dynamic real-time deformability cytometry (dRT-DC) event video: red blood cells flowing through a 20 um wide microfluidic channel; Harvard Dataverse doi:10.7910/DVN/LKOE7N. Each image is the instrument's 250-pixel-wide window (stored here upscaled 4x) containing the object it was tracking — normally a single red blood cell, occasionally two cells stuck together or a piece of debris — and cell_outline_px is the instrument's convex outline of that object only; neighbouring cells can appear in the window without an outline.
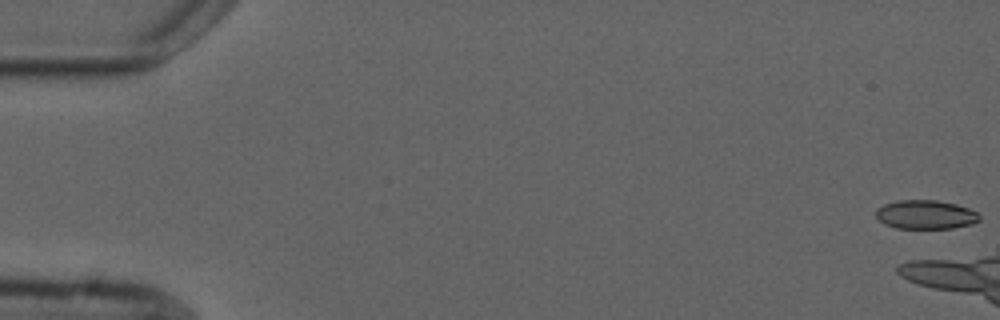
{"species": "common noctule bat (a hibernating species)", "species_latin": "Nyctalus noctula", "temperature_condition": "cold", "stored_images_in_passage": 4, "camera_frame_rate_fps": 3000, "um_per_image_px": 0.085, "animal": {"sex": "male", "forearm_length_mm": 52.5}, "frame": {"image": 1, "passage_image": 1, "time_ms": 0.0, "image_size_px": [1000, 320], "cell_outline_px": [[980, 220], [972, 224], [952, 228], [896, 228], [884, 224], [876, 216], [876, 208], [884, 204], [900, 200], [936, 200], [956, 204], [968, 208], [976, 212], [980, 216]], "centroid_in_image_um": [78.67, 18.24], "position_along_channel_um": 6.3, "area_um2": 17.4}}